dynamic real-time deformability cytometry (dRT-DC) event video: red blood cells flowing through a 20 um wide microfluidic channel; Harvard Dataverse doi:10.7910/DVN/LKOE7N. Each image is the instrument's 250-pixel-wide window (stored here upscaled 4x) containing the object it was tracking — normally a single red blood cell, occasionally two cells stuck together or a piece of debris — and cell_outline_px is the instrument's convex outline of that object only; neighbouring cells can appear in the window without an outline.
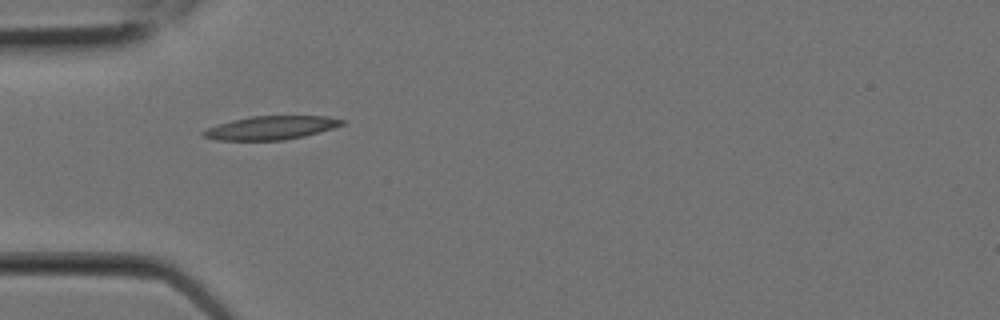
{"species": "Egyptian fruit bat (a non-hibernating species)", "species_latin": "Rousettus aegyptiacus", "temperature_condition": "room temperature", "stored_images_in_passage": 2, "camera_frame_rate_fps": 3000, "um_per_image_px": 0.085, "animal": {"sex": "female"}, "frame": {"image": 1, "passage_image": 1, "time_ms": 0.0, "image_size_px": [1000, 320], "cell_outline_px": [[348, 120], [344, 124], [332, 128], [304, 136], [284, 140], [216, 140], [200, 136], [200, 132], [208, 128], [232, 120], [252, 116], [328, 116]], "centroid_in_image_um": [23.04, 10.86], "position_along_channel_um": 62.0, "area_um2": 19.02}}
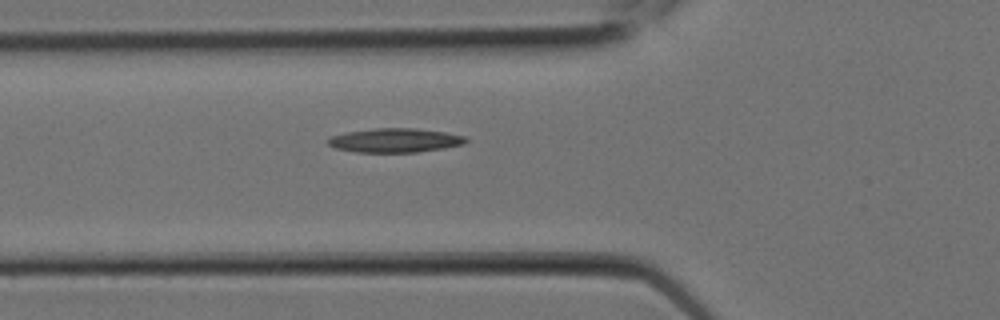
{"frame": {"image": 2, "passage_image": 2, "time_ms": 0.333, "image_size_px": [1000, 320], "cell_outline_px": [[468, 140], [464, 144], [416, 152], [356, 152], [336, 148], [328, 144], [328, 136], [344, 132], [376, 128], [416, 128], [444, 132], [464, 136]], "centroid_in_image_um": [33.52, 11.92], "position_along_channel_um": 92.3, "area_um2": 19.25}}